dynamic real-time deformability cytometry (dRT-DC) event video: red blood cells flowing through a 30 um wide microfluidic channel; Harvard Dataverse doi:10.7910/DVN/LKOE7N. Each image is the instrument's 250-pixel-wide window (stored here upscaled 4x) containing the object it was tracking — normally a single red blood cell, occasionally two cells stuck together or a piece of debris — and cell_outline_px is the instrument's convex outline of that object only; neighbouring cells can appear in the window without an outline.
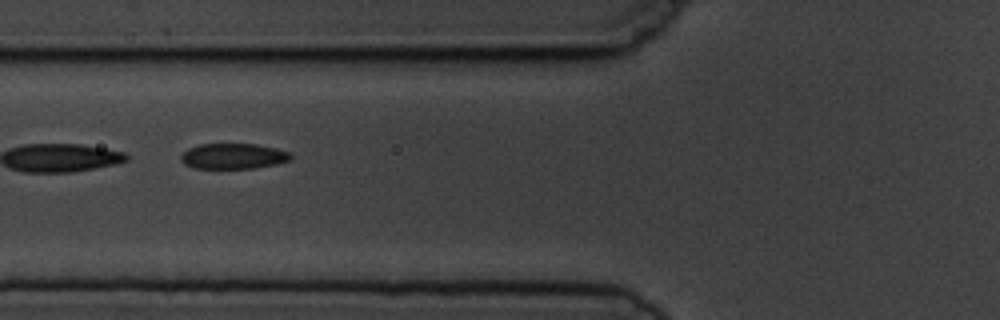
{"species": "common noctule bat (a hibernating species)", "species_latin": "Nyctalus noctula", "temperature_condition": "cold", "stored_images_in_passage": 5, "camera_frame_rate_fps": 3000, "um_per_image_px": 0.085, "animal": {"sex": "male", "body_mass_g": 19.5, "forearm_length_mm": 54.6}, "frame": {"image": 1, "passage_image": 2, "time_ms": 1.333, "image_size_px": [1000, 320], "cell_outline_px": [[292, 160], [276, 164], [252, 168], [192, 168], [184, 164], [180, 160], [180, 156], [188, 148], [200, 144], [256, 144], [276, 148], [292, 152]], "centroid_in_image_um": [19.85, 13.27], "position_along_channel_um": 106.0, "area_um2": 16.47}}
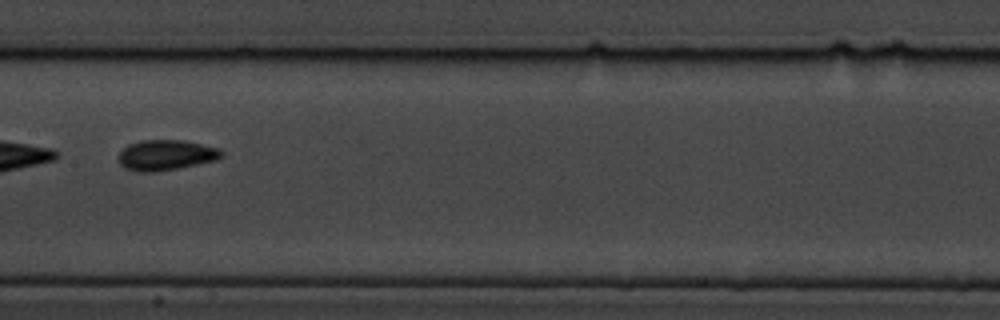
{"frame": {"image": 2, "passage_image": 4, "time_ms": 3.667, "image_size_px": [1000, 320], "cell_outline_px": [[224, 152], [216, 160], [180, 168], [156, 172], [136, 172], [124, 168], [120, 164], [120, 152], [128, 144], [144, 140], [184, 140], [220, 148]], "centroid_in_image_um": [14.11, 13.19], "position_along_channel_um": 193.3, "area_um2": 18.32}}
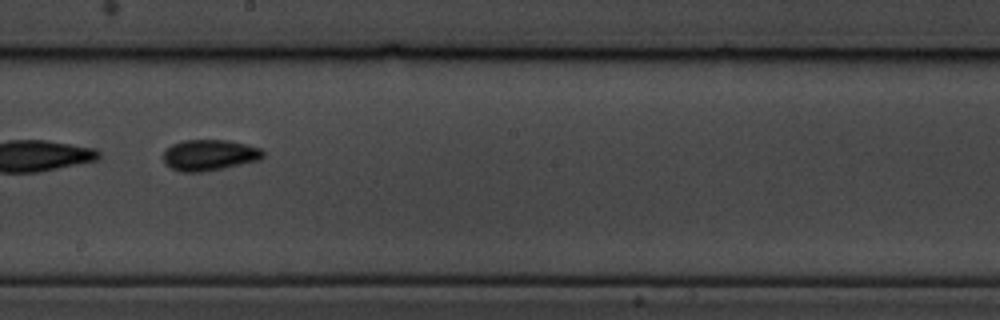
{"frame": {"image": 3, "passage_image": 5, "time_ms": 4.667, "image_size_px": [1000, 320], "cell_outline_px": [[264, 156], [260, 160], [200, 172], [180, 172], [164, 164], [164, 152], [172, 144], [184, 140], [228, 140], [260, 148], [264, 152]], "centroid_in_image_um": [17.78, 13.18], "position_along_channel_um": 230.4, "area_um2": 17.8}}